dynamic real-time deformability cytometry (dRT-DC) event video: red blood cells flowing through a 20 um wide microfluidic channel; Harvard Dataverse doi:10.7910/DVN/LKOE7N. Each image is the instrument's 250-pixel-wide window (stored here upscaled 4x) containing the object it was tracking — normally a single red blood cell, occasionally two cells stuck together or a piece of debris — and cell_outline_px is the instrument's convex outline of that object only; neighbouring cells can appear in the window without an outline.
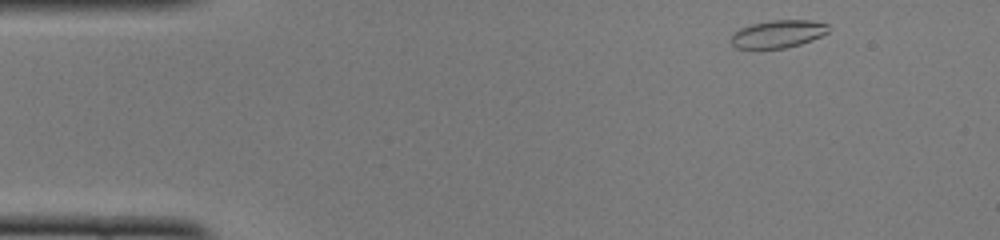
{"species": "common noctule bat (a hibernating species)", "species_latin": "Nyctalus noctula", "temperature_condition": "cold", "stored_images_in_passage": 7, "camera_frame_rate_fps": 3000, "um_per_image_px": 0.085, "animal": {"sex": "female", "body_mass_g": 22.0, "forearm_length_mm": 56.7}, "frame": {"image": 1, "passage_image": 1, "time_ms": 0.0, "image_size_px": [1000, 240], "cell_outline_px": [[828, 32], [812, 40], [800, 44], [784, 48], [736, 48], [732, 44], [732, 36], [740, 28], [752, 24], [772, 20], [812, 20], [828, 24]], "centroid_in_image_um": [66.16, 2.88], "position_along_channel_um": 18.8, "area_um2": 15.49}}